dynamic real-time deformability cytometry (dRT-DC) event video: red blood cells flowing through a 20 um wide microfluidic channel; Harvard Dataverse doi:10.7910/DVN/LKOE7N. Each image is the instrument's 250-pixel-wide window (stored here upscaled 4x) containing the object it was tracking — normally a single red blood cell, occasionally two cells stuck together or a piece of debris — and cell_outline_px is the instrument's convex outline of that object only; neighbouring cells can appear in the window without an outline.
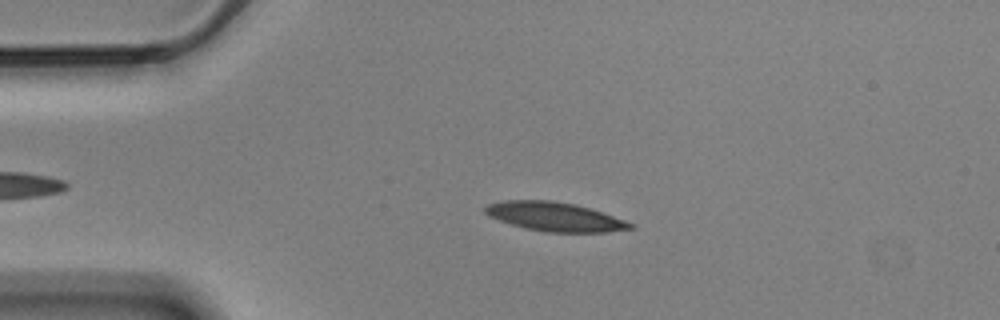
{"species": "Egyptian fruit bat (a non-hibernating species)", "species_latin": "Rousettus aegyptiacus", "temperature_condition": "cold", "stored_images_in_passage": 46, "camera_frame_rate_fps": 3000, "um_per_image_px": 0.085, "animal": {"sex": "male"}, "frame": {"image": 1, "passage_image": 11, "time_ms": 3.333, "image_size_px": [1000, 320], "cell_outline_px": [[636, 228], [608, 232], [544, 232], [524, 228], [488, 216], [484, 212], [484, 208], [488, 204], [504, 200], [552, 200], [576, 204], [636, 224]], "centroid_in_image_um": [47.16, 18.42], "position_along_channel_um": 37.8, "area_um2": 24.51}}
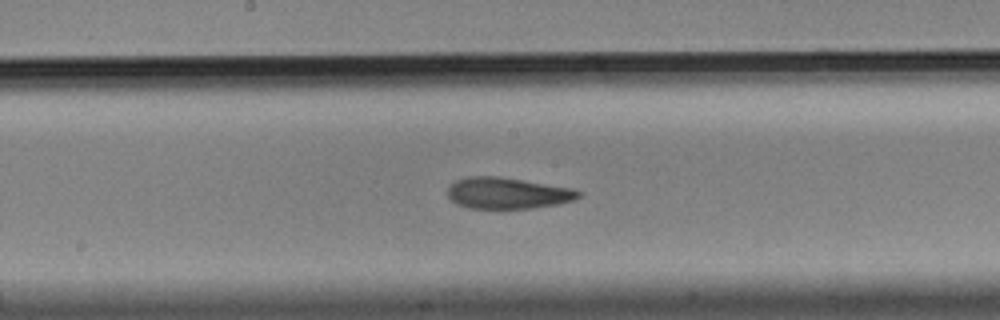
{"frame": {"image": 2, "passage_image": 28, "time_ms": 9.0, "image_size_px": [1000, 320], "cell_outline_px": [[584, 192], [576, 200], [560, 204], [532, 208], [468, 208], [456, 204], [448, 196], [448, 188], [456, 180], [468, 176], [496, 176], [524, 180], [572, 188]], "centroid_in_image_um": [43.18, 16.42], "position_along_channel_um": 205.0, "area_um2": 23.99}}
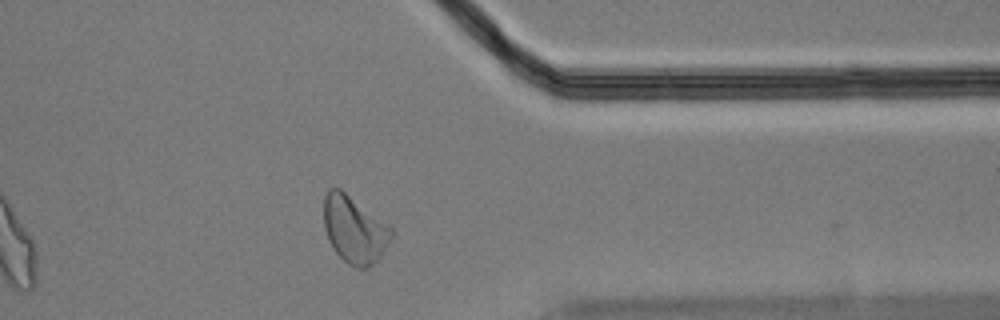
{"frame": {"image": 3, "passage_image": 44, "time_ms": 14.333, "image_size_px": [1000, 320], "cell_outline_px": [[392, 236], [380, 256], [368, 268], [356, 268], [348, 264], [332, 248], [328, 240], [324, 228], [324, 196], [328, 188], [340, 188], [388, 224], [392, 228]], "centroid_in_image_um": [30.09, 19.5], "position_along_channel_um": 381.3, "area_um2": 26.24}}